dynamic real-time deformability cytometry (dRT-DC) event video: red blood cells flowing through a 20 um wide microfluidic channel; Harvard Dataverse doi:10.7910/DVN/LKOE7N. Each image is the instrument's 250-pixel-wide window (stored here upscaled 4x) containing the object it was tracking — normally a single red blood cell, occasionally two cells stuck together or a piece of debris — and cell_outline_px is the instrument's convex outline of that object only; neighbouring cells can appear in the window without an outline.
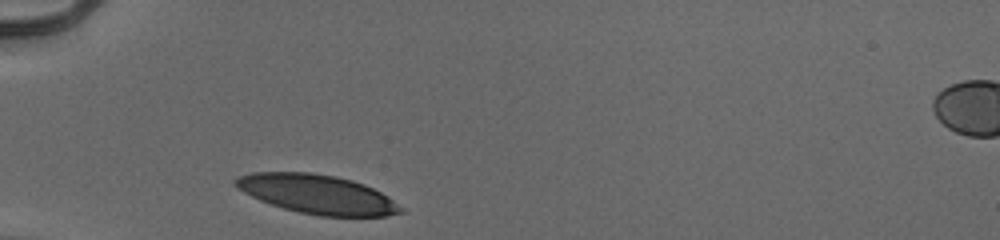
{"species": "human", "species_latin": "Homo sapiens", "temperature_condition": "cold", "stored_images_in_passage": 28, "camera_frame_rate_fps": 3000, "um_per_image_px": 0.085, "donor": {"sex": "male"}, "frame": {"image": 1, "passage_image": 1, "time_ms": 0.0, "image_size_px": [1000, 240], "cell_outline_px": [[404, 212], [388, 216], [320, 216], [300, 212], [284, 208], [260, 200], [236, 188], [232, 180], [240, 176], [252, 172], [312, 172], [336, 176], [352, 180], [364, 184], [388, 196], [404, 208]], "centroid_in_image_um": [26.98, 16.5], "position_along_channel_um": 58.0, "area_um2": 37.63}}
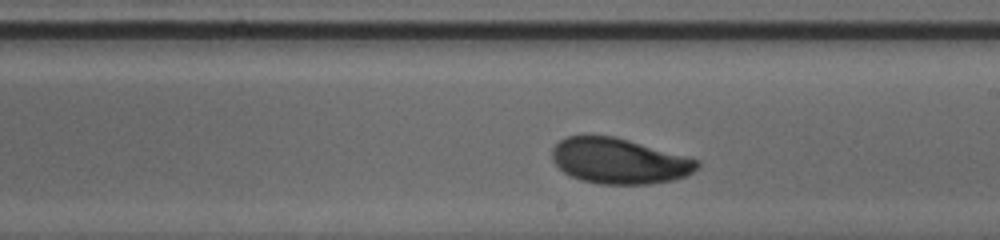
{"frame": {"image": 2, "passage_image": 16, "time_ms": 5.0, "image_size_px": [1000, 240], "cell_outline_px": [[700, 164], [688, 176], [676, 180], [652, 184], [600, 184], [580, 180], [564, 172], [552, 160], [552, 148], [560, 140], [568, 136], [588, 132], [616, 136], [700, 160]], "centroid_in_image_um": [52.61, 13.65], "position_along_channel_um": 236.4, "area_um2": 39.3}}
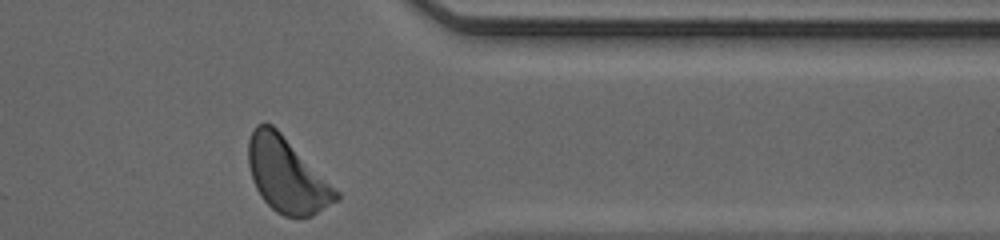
{"frame": {"image": 3, "passage_image": 28, "time_ms": 9.0, "image_size_px": [1000, 240], "cell_outline_px": [[340, 200], [312, 216], [284, 216], [276, 212], [260, 196], [252, 180], [248, 164], [248, 140], [256, 124], [272, 124], [340, 192]], "centroid_in_image_um": [24.38, 14.9], "position_along_channel_um": 387.0, "area_um2": 37.97}, "authors_computed_cell_mechanics": {"area_um2": 38.7549, "velocity_mm_per_s": 3.8911, "shape_relaxation_time_tau1_ms": 2.8924, "shape_relaxation_time_tau2_ms": 9.108, "deformation_change_tau1": 0.1343, "deformation_change_tau2": 0.1529}}